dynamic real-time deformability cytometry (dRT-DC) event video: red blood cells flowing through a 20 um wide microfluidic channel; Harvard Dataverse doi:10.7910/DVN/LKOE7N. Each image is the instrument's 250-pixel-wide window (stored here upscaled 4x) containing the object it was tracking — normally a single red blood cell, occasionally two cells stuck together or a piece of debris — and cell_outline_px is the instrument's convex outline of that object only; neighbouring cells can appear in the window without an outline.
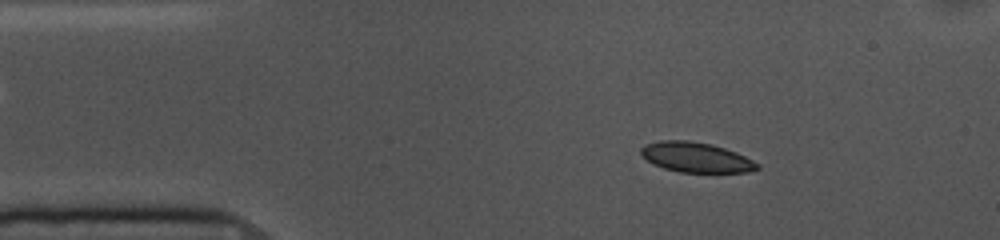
{"species": "common noctule bat (a hibernating species)", "species_latin": "Nyctalus noctula", "temperature_condition": "cold", "stored_images_in_passage": 53, "camera_frame_rate_fps": 3000, "um_per_image_px": 0.085, "animal": {"sex": "female", "body_mass_g": 10.0, "forearm_length_mm": 53.1}, "frame": {"image": 1, "passage_image": 7, "time_ms": 2.0, "image_size_px": [1000, 240], "cell_outline_px": [[760, 168], [748, 172], [680, 172], [664, 168], [652, 164], [640, 152], [640, 148], [644, 144], [660, 140], [688, 140], [712, 144], [736, 152], [760, 164]], "centroid_in_image_um": [59.15, 13.36], "position_along_channel_um": 25.8, "area_um2": 20.35}}
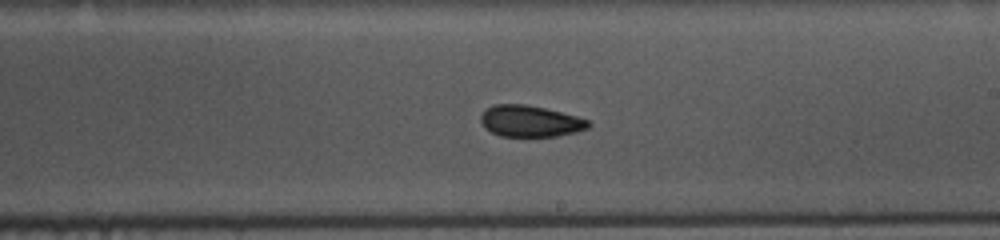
{"frame": {"image": 2, "passage_image": 29, "time_ms": 9.333, "image_size_px": [1000, 240], "cell_outline_px": [[592, 124], [588, 128], [576, 132], [556, 136], [500, 136], [484, 128], [480, 120], [480, 116], [484, 108], [492, 104], [524, 104], [544, 108], [576, 116], [588, 120]], "centroid_in_image_um": [45.02, 10.29], "position_along_channel_um": 244.0, "area_um2": 19.77}}
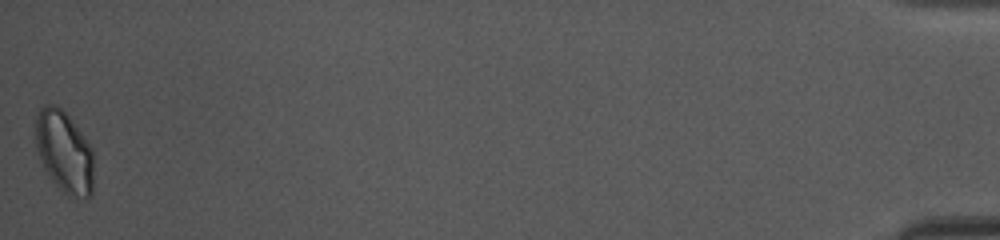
{"frame": {"image": 3, "passage_image": 53, "time_ms": 17.333, "image_size_px": [1000, 240], "cell_outline_px": [[92, 196], [84, 200], [68, 196], [52, 180], [44, 168], [40, 160], [36, 148], [36, 112], [44, 104], [56, 104], [68, 116], [84, 136], [92, 148]], "centroid_in_image_um": [5.45, 12.92], "position_along_channel_um": 429.7, "area_um2": 27.74}, "authors_computed_cell_mechanics": {"area_um2": 20.3456, "velocity_mm_per_s": 3.6073, "shape_relaxation_time_tau1_ms": 5.2403, "shape_relaxation_time_tau2_ms": 4.2135, "deformation_change_tau1": 0.1008, "deformation_change_tau2": 0.0648}}